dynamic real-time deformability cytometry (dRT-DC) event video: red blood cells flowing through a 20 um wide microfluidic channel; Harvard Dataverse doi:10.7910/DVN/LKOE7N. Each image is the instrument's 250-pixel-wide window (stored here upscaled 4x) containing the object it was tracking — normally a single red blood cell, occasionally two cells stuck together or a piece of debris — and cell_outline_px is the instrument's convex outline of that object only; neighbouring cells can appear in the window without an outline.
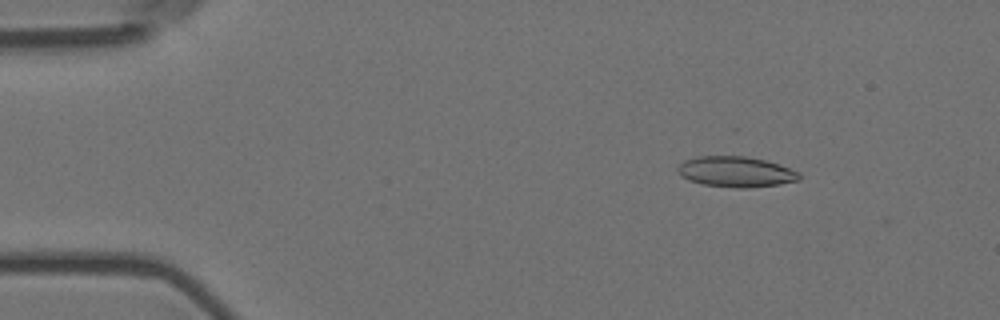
{"species": "Egyptian fruit bat (a non-hibernating species)", "species_latin": "Rousettus aegyptiacus", "temperature_condition": "room temperature", "stored_images_in_passage": 2, "camera_frame_rate_fps": 3000, "um_per_image_px": 0.085, "animal": {"sex": "female"}, "frame": {"image": 1, "passage_image": 1, "time_ms": 0.0, "image_size_px": [1000, 320], "cell_outline_px": [[800, 180], [780, 184], [744, 188], [736, 188], [704, 184], [688, 180], [680, 176], [676, 168], [684, 160], [696, 156], [748, 156], [764, 160], [800, 172]], "centroid_in_image_um": [62.51, 14.6], "position_along_channel_um": 22.5, "area_um2": 21.62}}